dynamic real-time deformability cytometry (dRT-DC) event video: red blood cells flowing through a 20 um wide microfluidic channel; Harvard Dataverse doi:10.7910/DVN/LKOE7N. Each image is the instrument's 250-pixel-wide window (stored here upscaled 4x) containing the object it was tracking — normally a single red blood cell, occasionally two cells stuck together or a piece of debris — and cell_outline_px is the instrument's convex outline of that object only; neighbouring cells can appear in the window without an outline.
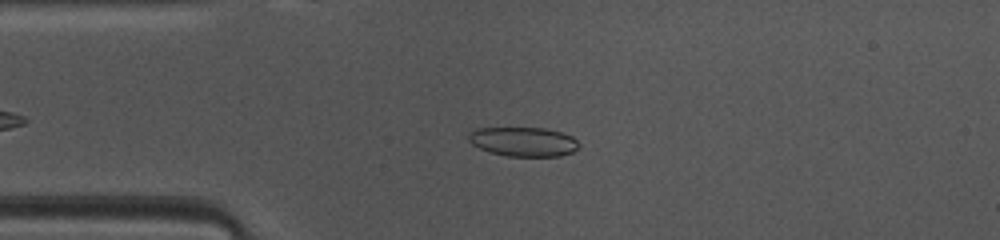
{"species": "common noctule bat (a hibernating species)", "species_latin": "Nyctalus noctula", "temperature_condition": "warm", "stored_images_in_passage": 36, "camera_frame_rate_fps": 3000, "um_per_image_px": 0.085, "animal": {"sex": "female", "body_mass_g": 10.0, "forearm_length_mm": 53.1}, "frame": {"image": 1, "passage_image": 2, "time_ms": 0.333, "image_size_px": [1000, 240], "cell_outline_px": [[580, 144], [572, 152], [560, 156], [508, 156], [492, 152], [480, 148], [472, 144], [468, 140], [468, 136], [476, 128], [544, 128], [560, 132], [572, 136]], "centroid_in_image_um": [44.5, 12.04], "position_along_channel_um": 40.5, "area_um2": 18.61}}
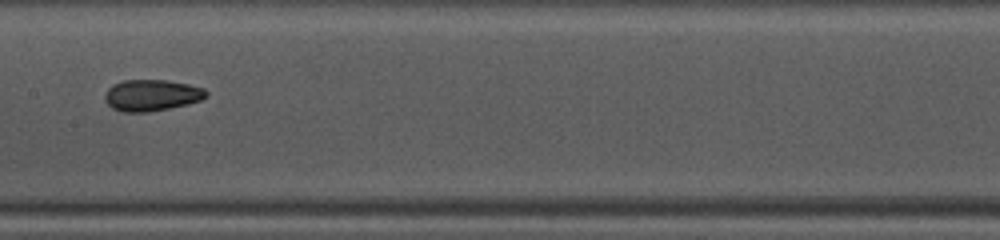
{"frame": {"image": 2, "passage_image": 14, "time_ms": 4.333, "image_size_px": [1000, 240], "cell_outline_px": [[208, 96], [200, 100], [188, 104], [148, 112], [124, 112], [112, 108], [104, 100], [104, 96], [108, 88], [112, 84], [124, 80], [164, 80], [188, 84], [204, 88], [208, 92]], "centroid_in_image_um": [12.88, 8.09], "position_along_channel_um": 194.5, "area_um2": 18.55}}
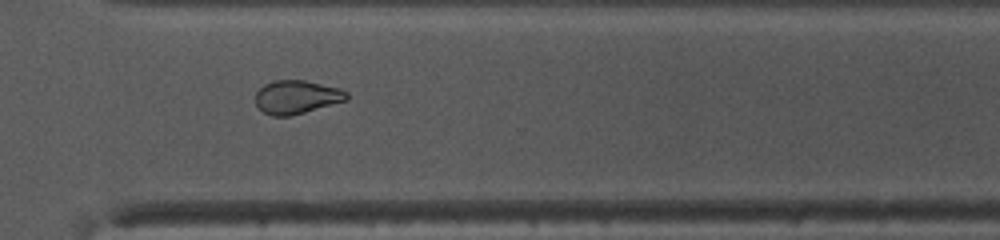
{"frame": {"image": 3, "passage_image": 25, "time_ms": 8.0, "image_size_px": [1000, 240], "cell_outline_px": [[348, 100], [292, 116], [272, 116], [256, 108], [256, 92], [264, 84], [276, 80], [304, 80], [340, 88], [348, 92]], "centroid_in_image_um": [25.22, 8.26], "position_along_channel_um": 345.4, "area_um2": 17.98}, "authors_computed_cell_mechanics": {"area_um2": 18.6405, "velocity_mm_per_s": 4.1263, "shape_relaxation_time_tau1_ms": null, "shape_relaxation_time_tau2_ms": 2.2116, "deformation_change_tau1": null, "deformation_change_tau2": 0.082}}